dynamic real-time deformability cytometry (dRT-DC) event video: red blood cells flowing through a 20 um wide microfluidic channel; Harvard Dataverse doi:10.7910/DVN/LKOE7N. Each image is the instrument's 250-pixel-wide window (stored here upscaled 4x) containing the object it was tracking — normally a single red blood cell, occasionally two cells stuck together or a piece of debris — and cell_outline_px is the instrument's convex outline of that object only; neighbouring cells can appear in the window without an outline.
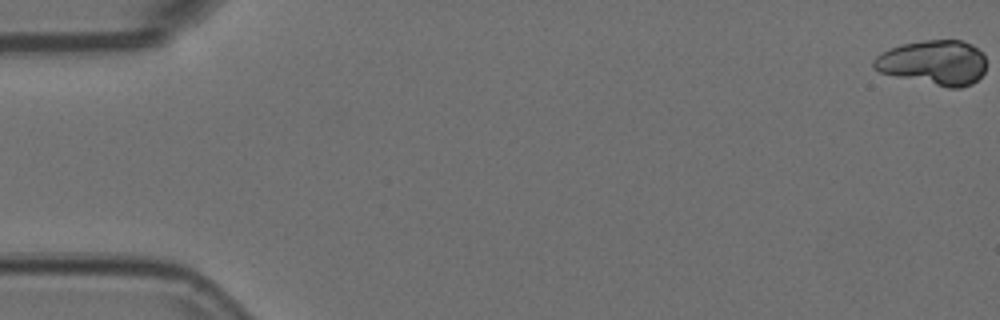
{"species": "Egyptian fruit bat (a non-hibernating species)", "species_latin": "Rousettus aegyptiacus", "temperature_condition": "room temperature", "stored_images_in_passage": 34, "camera_frame_rate_fps": 3000, "um_per_image_px": 0.085, "animal": {"sex": "female"}, "frame": {"image": 1, "passage_image": 1, "time_ms": 0.0, "image_size_px": [1000, 320], "cell_outline_px": [[984, 72], [972, 84], [960, 88], [948, 88], [896, 76], [880, 72], [872, 68], [872, 60], [880, 52], [900, 44], [924, 40], [960, 40], [972, 44], [984, 56]], "centroid_in_image_um": [79.32, 5.32], "position_along_channel_um": 5.7, "area_um2": 29.42}}
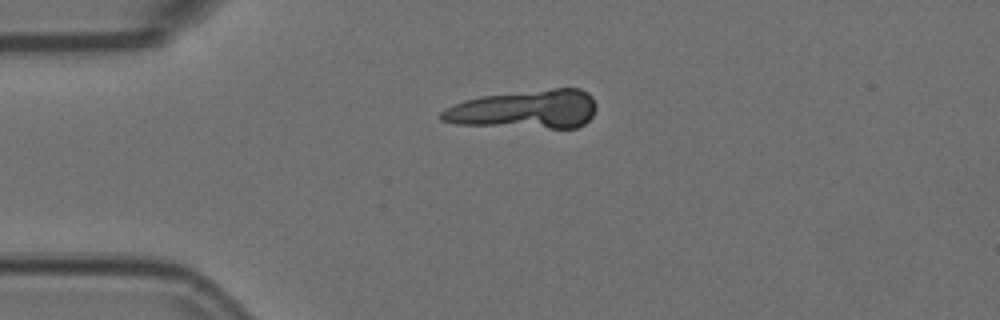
{"frame": {"image": 2, "passage_image": 14, "time_ms": 4.333, "image_size_px": [1000, 320], "cell_outline_px": [[596, 108], [592, 116], [584, 124], [576, 128], [548, 128], [456, 124], [440, 120], [440, 112], [464, 100], [480, 96], [552, 88], [580, 88], [588, 92], [592, 96], [596, 104]], "centroid_in_image_um": [44.67, 9.29], "position_along_channel_um": 40.3, "area_um2": 35.03}}